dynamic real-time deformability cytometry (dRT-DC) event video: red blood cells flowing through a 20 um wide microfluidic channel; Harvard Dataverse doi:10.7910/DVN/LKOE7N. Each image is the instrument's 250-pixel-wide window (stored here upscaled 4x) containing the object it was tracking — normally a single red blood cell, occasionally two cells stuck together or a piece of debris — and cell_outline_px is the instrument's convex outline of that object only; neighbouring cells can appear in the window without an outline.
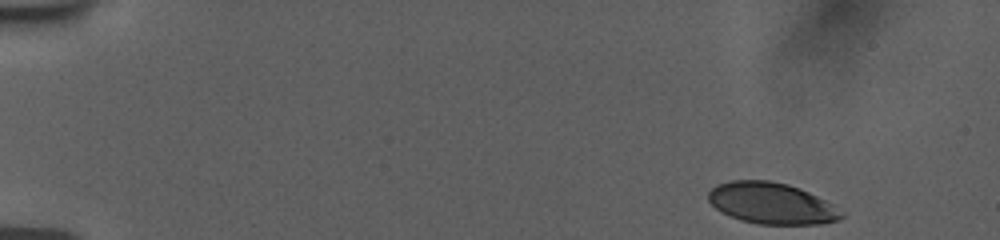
{"species": "human", "species_latin": "Homo sapiens", "temperature_condition": "room temperature", "stored_images_in_passage": 51, "camera_frame_rate_fps": 3000, "um_per_image_px": 0.085, "donor": {"sex": "female"}, "frame": {"image": 1, "passage_image": 1, "time_ms": 0.0, "image_size_px": [1000, 240], "cell_outline_px": [[844, 216], [836, 220], [820, 224], [756, 224], [740, 220], [716, 208], [708, 200], [708, 192], [716, 184], [732, 180], [768, 180], [788, 184], [800, 188], [832, 204], [844, 212]], "centroid_in_image_um": [65.58, 17.27], "position_along_channel_um": 19.4, "area_um2": 31.91}}
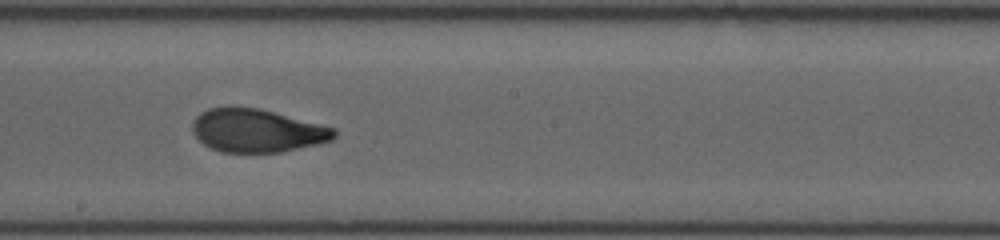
{"frame": {"image": 2, "passage_image": 28, "time_ms": 9.0, "image_size_px": [1000, 240], "cell_outline_px": [[336, 136], [332, 140], [316, 144], [280, 152], [220, 152], [204, 144], [192, 132], [192, 120], [200, 112], [208, 108], [232, 104], [236, 104], [260, 108], [336, 128]], "centroid_in_image_um": [21.79, 11.06], "position_along_channel_um": 226.4, "area_um2": 36.24}}
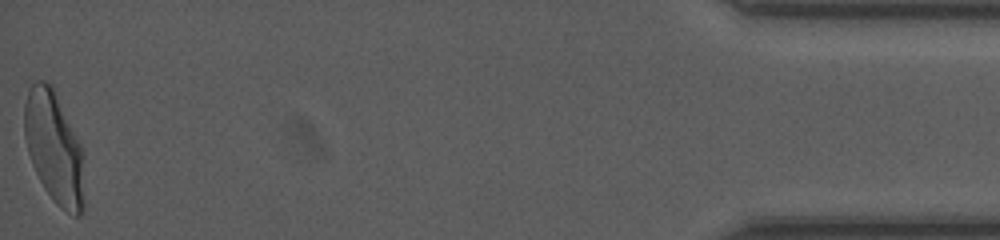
{"frame": {"image": 3, "passage_image": 51, "time_ms": 16.667, "image_size_px": [1000, 240], "cell_outline_px": [[84, 212], [80, 216], [72, 216], [60, 208], [52, 200], [44, 188], [32, 164], [28, 152], [24, 136], [24, 104], [28, 88], [36, 80], [44, 80], [52, 84], [84, 152]], "centroid_in_image_um": [4.62, 12.58], "position_along_channel_um": 430.6, "area_um2": 39.77}, "authors_computed_cell_mechanics": {"area_um2": 36.125, "velocity_mm_per_s": 3.757, "shape_relaxation_time_tau1_ms": 4.8254, "shape_relaxation_time_tau2_ms": 0.654, "deformation_change_tau1": 0.1933, "deformation_change_tau2": 0.058}}